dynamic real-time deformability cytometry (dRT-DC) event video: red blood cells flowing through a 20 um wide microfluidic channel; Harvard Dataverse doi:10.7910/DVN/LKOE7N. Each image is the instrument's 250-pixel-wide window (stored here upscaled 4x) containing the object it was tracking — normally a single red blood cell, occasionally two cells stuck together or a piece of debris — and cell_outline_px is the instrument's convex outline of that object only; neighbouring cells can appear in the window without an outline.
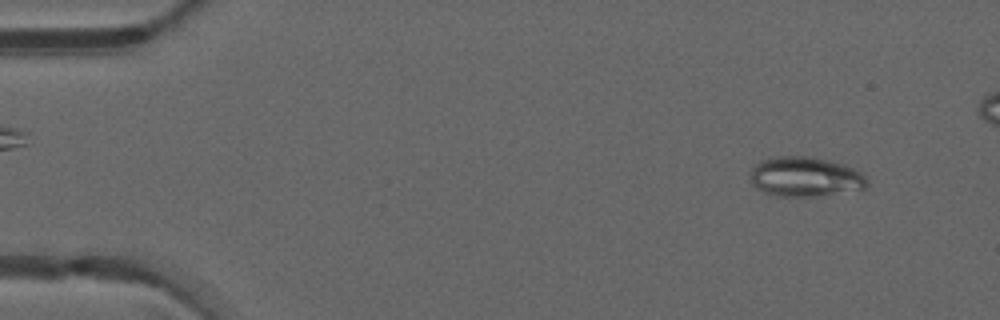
{"species": "common noctule bat (a hibernating species)", "species_latin": "Nyctalus noctula", "temperature_condition": "warm", "stored_images_in_passage": 45, "camera_frame_rate_fps": 3000, "um_per_image_px": 0.085, "animal": {"sex": "male", "forearm_length_mm": 52.5}, "frame": {"image": 1, "passage_image": 4, "time_ms": 1.0, "image_size_px": [1000, 320], "cell_outline_px": [[868, 184], [864, 188], [816, 196], [776, 196], [764, 192], [756, 188], [752, 184], [748, 176], [748, 172], [760, 160], [772, 156], [808, 156], [828, 160], [844, 164], [860, 172], [868, 180]], "centroid_in_image_um": [68.36, 15.01], "position_along_channel_um": 16.6, "area_um2": 27.17}}
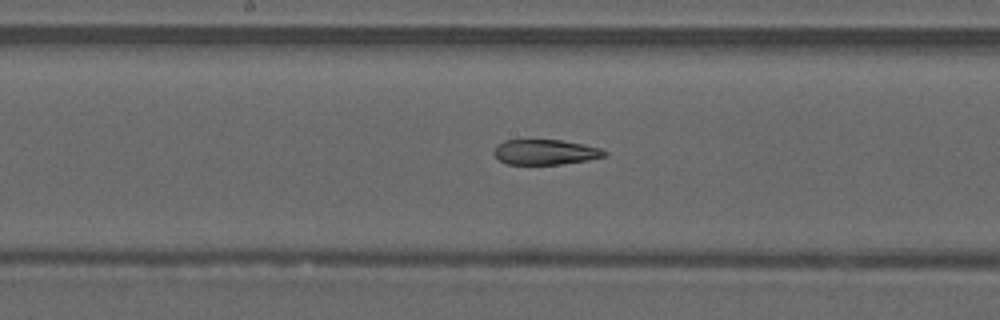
{"frame": {"image": 2, "passage_image": 25, "time_ms": 8.0, "image_size_px": [1000, 320], "cell_outline_px": [[608, 156], [588, 160], [560, 164], [508, 164], [500, 160], [492, 152], [496, 144], [504, 140], [560, 140], [600, 148], [608, 152]], "centroid_in_image_um": [46.34, 12.93], "position_along_channel_um": 201.9, "area_um2": 16.18}}
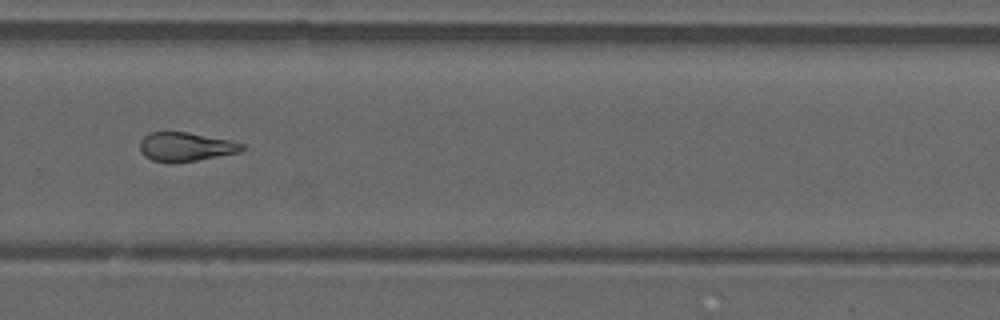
{"frame": {"image": 3, "passage_image": 33, "time_ms": 10.667, "image_size_px": [1000, 320], "cell_outline_px": [[244, 148], [240, 152], [196, 160], [172, 164], [152, 160], [144, 156], [140, 152], [140, 140], [148, 132], [188, 132], [228, 140], [244, 144]], "centroid_in_image_um": [15.72, 12.49], "position_along_channel_um": 314.1, "area_um2": 17.28}}